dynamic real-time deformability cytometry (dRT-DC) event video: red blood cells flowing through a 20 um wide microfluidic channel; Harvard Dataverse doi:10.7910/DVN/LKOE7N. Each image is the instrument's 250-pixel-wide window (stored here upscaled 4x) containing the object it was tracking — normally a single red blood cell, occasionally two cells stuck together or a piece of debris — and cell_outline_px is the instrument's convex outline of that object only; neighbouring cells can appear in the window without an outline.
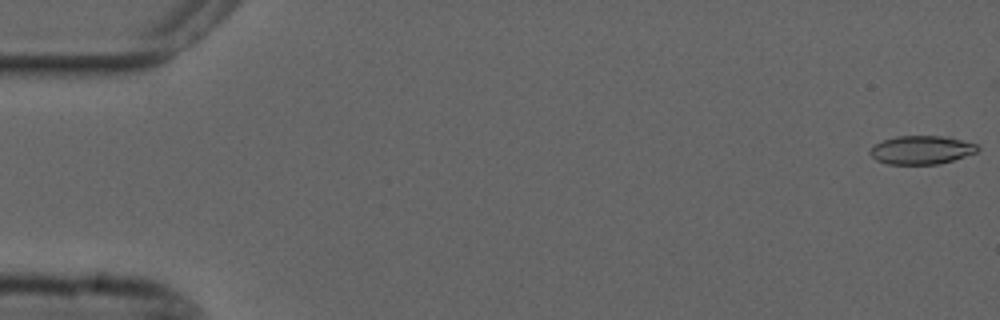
{"species": "common noctule bat (a hibernating species)", "species_latin": "Nyctalus noctula", "temperature_condition": "cold", "stored_images_in_passage": 55, "camera_frame_rate_fps": 3000, "um_per_image_px": 0.085, "animal": {"sex": "male", "forearm_length_mm": 52.5}, "frame": {"image": 1, "passage_image": 1, "time_ms": 0.0, "image_size_px": [1000, 320], "cell_outline_px": [[980, 148], [976, 152], [952, 160], [936, 164], [888, 164], [876, 160], [868, 152], [872, 144], [896, 136], [952, 136], [976, 144]], "centroid_in_image_um": [78.3, 12.73], "position_along_channel_um": 6.7, "area_um2": 17.98}}
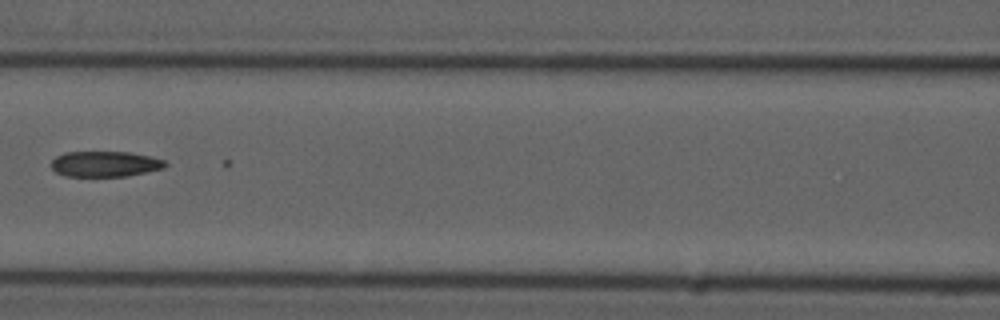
{"frame": {"image": 2, "passage_image": 25, "time_ms": 8.0, "image_size_px": [1000, 320], "cell_outline_px": [[168, 164], [164, 168], [124, 176], [64, 176], [56, 172], [52, 168], [52, 160], [56, 156], [64, 152], [128, 152], [152, 156], [164, 160]], "centroid_in_image_um": [8.92, 13.93], "position_along_channel_um": 157.7, "area_um2": 16.94}}
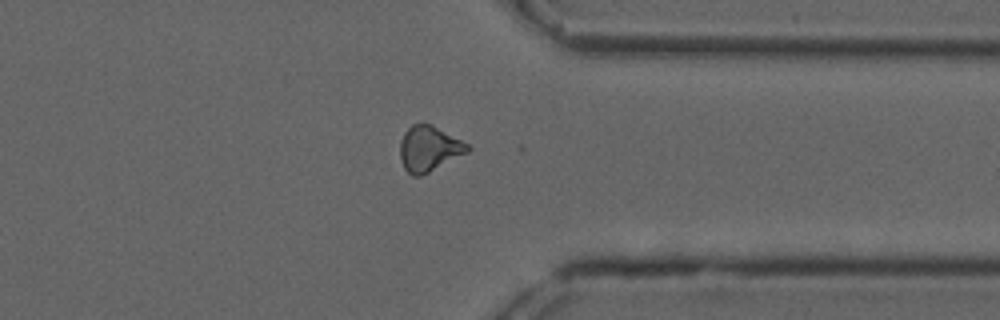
{"frame": {"image": 3, "passage_image": 43, "time_ms": 14.0, "image_size_px": [1000, 320], "cell_outline_px": [[472, 148], [468, 152], [420, 176], [412, 176], [404, 168], [400, 160], [400, 140], [404, 132], [412, 124], [424, 120], [468, 144]], "centroid_in_image_um": [36.43, 12.6], "position_along_channel_um": 375.0, "area_um2": 17.98}}